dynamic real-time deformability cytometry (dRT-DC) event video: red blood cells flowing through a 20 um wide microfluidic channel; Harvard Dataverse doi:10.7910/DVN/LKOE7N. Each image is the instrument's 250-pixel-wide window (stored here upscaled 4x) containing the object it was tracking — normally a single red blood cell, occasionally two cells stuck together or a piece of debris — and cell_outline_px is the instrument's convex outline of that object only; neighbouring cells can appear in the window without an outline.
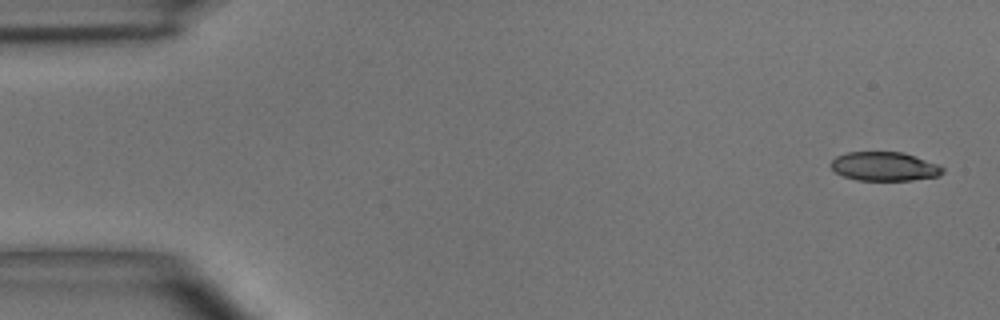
{"species": "common noctule bat (a hibernating species)", "species_latin": "Nyctalus noctula", "temperature_condition": "room temperature", "stored_images_in_passage": 4, "camera_frame_rate_fps": 3000, "um_per_image_px": 0.085, "animal": {"sex": "male", "body_mass_g": 15.6}, "frame": {"image": 1, "passage_image": 1, "time_ms": 0.0, "image_size_px": [1000, 320], "cell_outline_px": [[944, 172], [940, 176], [912, 180], [856, 180], [844, 176], [836, 172], [828, 164], [836, 156], [848, 152], [904, 152], [940, 164], [944, 168]], "centroid_in_image_um": [75.21, 14.14], "position_along_channel_um": 9.8, "area_um2": 19.07}}
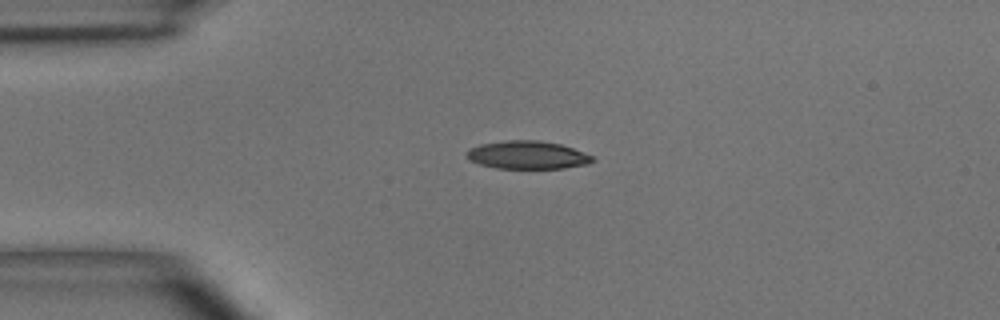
{"frame": {"image": 2, "passage_image": 4, "time_ms": 3.333, "image_size_px": [1000, 320], "cell_outline_px": [[596, 160], [588, 164], [564, 168], [496, 168], [480, 164], [468, 160], [468, 148], [480, 144], [504, 140], [540, 140], [560, 144], [596, 156]], "centroid_in_image_um": [44.87, 13.17], "position_along_channel_um": 40.1, "area_um2": 20.69}}